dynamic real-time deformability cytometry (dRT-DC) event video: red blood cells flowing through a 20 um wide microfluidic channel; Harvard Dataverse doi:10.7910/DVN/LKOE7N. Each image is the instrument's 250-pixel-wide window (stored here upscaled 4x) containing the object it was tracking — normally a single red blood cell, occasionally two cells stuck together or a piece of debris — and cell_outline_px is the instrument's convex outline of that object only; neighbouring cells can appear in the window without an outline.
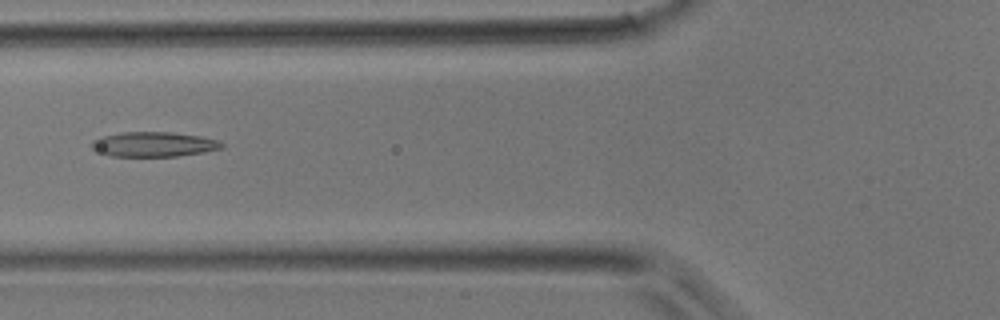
{"species": "common noctule bat (a hibernating species)", "species_latin": "Nyctalus noctula", "temperature_condition": "room temperature", "stored_images_in_passage": 4, "camera_frame_rate_fps": 3000, "um_per_image_px": 0.085, "animal": {"sex": "male", "body_mass_g": 17.9}, "frame": {"image": 1, "passage_image": 4, "time_ms": 3.667, "image_size_px": [1000, 320], "cell_outline_px": [[224, 148], [204, 152], [176, 156], [112, 156], [92, 148], [88, 144], [92, 140], [100, 136], [124, 132], [172, 132], [200, 136], [220, 140], [224, 144]], "centroid_in_image_um": [13.09, 12.26], "position_along_channel_um": 112.7, "area_um2": 18.9}}